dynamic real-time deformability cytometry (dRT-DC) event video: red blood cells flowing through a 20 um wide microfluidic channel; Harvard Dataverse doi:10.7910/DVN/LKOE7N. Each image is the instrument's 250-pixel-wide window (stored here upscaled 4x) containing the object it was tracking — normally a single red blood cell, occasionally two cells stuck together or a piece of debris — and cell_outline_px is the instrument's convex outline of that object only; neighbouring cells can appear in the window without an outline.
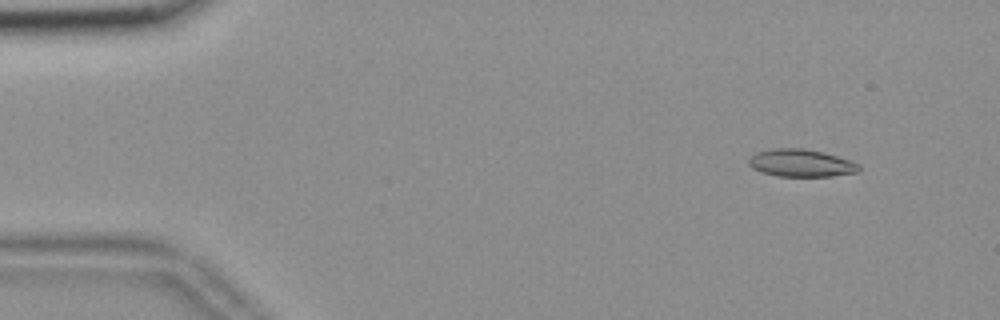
{"species": "common noctule bat (a hibernating species)", "species_latin": "Nyctalus noctula", "temperature_condition": "room temperature", "stored_images_in_passage": 52, "camera_frame_rate_fps": 3000, "um_per_image_px": 0.085, "animal": {"sex": "female", "body_mass_g": 18.4}, "frame": {"image": 1, "passage_image": 2, "time_ms": 0.333, "image_size_px": [1000, 320], "cell_outline_px": [[860, 172], [832, 176], [776, 176], [752, 168], [748, 164], [748, 160], [756, 152], [772, 148], [804, 148], [824, 152], [860, 164]], "centroid_in_image_um": [68.1, 13.85], "position_along_channel_um": 16.9, "area_um2": 17.69}}
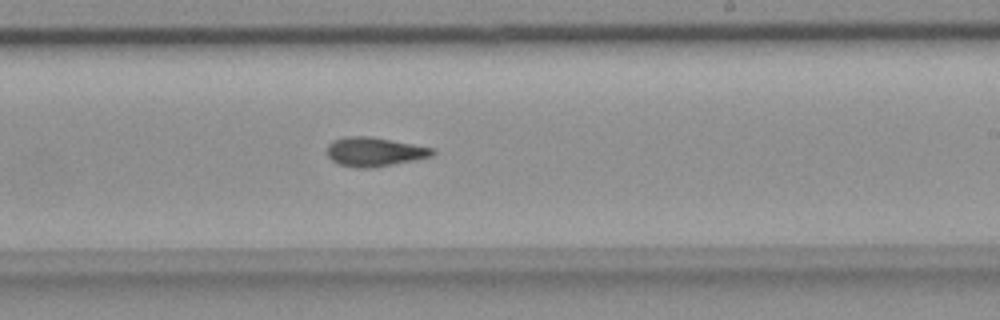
{"frame": {"image": 2, "passage_image": 30, "time_ms": 9.667, "image_size_px": [1000, 320], "cell_outline_px": [[436, 152], [432, 156], [372, 168], [356, 168], [340, 164], [332, 160], [328, 156], [328, 144], [332, 140], [344, 136], [368, 136], [436, 148]], "centroid_in_image_um": [31.83, 12.89], "position_along_channel_um": 257.2, "area_um2": 17.8}}
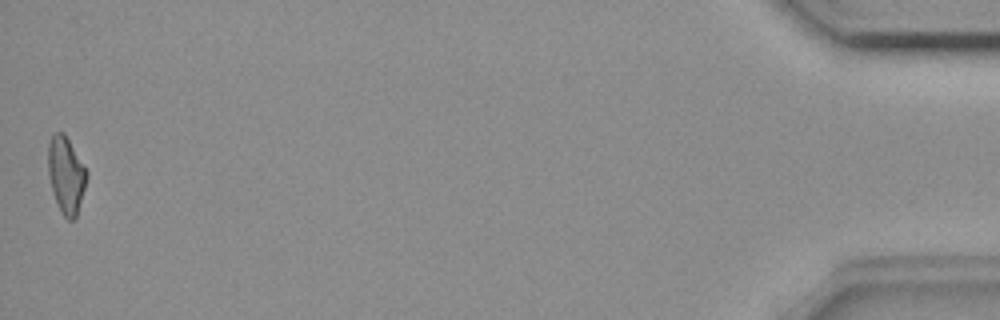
{"frame": {"image": 3, "passage_image": 52, "time_ms": 17.0, "image_size_px": [1000, 320], "cell_outline_px": [[88, 176], [76, 216], [72, 220], [68, 220], [64, 216], [52, 192], [48, 172], [48, 144], [52, 136], [56, 132], [64, 132], [88, 172]], "centroid_in_image_um": [5.61, 14.85], "position_along_channel_um": 429.6, "area_um2": 16.99}, "authors_computed_cell_mechanics": {"area_um2": 17.6868, "velocity_mm_per_s": 3.653, "shape_relaxation_time_tau1_ms": 10.2466, "shape_relaxation_time_tau2_ms": 4.7079, "deformation_change_tau1": 0.2213, "deformation_change_tau2": 0.1326}}